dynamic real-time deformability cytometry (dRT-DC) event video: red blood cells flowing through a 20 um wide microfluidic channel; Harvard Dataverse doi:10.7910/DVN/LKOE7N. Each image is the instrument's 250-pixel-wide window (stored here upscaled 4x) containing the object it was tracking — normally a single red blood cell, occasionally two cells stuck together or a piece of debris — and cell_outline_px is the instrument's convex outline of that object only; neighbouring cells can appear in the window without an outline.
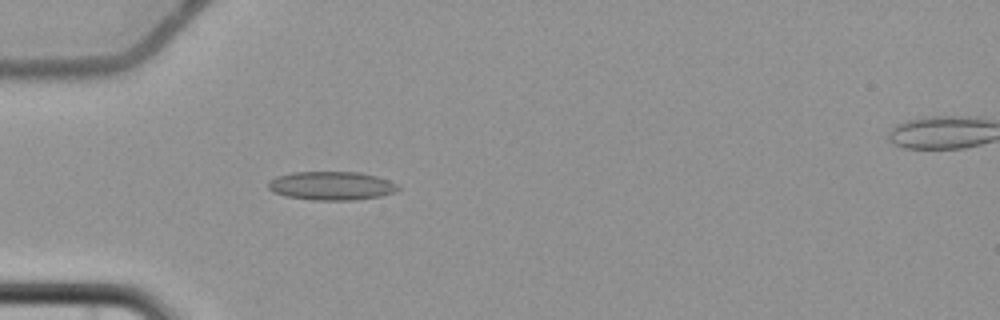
{"species": "common noctule bat (a hibernating species)", "species_latin": "Nyctalus noctula", "temperature_condition": "cold", "stored_images_in_passage": 7, "camera_frame_rate_fps": 3000, "um_per_image_px": 0.085, "animal": {"sex": "female", "body_mass_g": 22.7, "forearm_length_mm": 54.2}, "frame": {"image": 1, "passage_image": 6, "time_ms": 6.0, "image_size_px": [1000, 320], "cell_outline_px": [[400, 188], [396, 192], [380, 196], [356, 200], [312, 200], [284, 196], [272, 192], [268, 188], [268, 180], [276, 176], [292, 172], [360, 172], [376, 176], [388, 180], [396, 184]], "centroid_in_image_um": [28.14, 15.79], "position_along_channel_um": 56.9, "area_um2": 21.85}}